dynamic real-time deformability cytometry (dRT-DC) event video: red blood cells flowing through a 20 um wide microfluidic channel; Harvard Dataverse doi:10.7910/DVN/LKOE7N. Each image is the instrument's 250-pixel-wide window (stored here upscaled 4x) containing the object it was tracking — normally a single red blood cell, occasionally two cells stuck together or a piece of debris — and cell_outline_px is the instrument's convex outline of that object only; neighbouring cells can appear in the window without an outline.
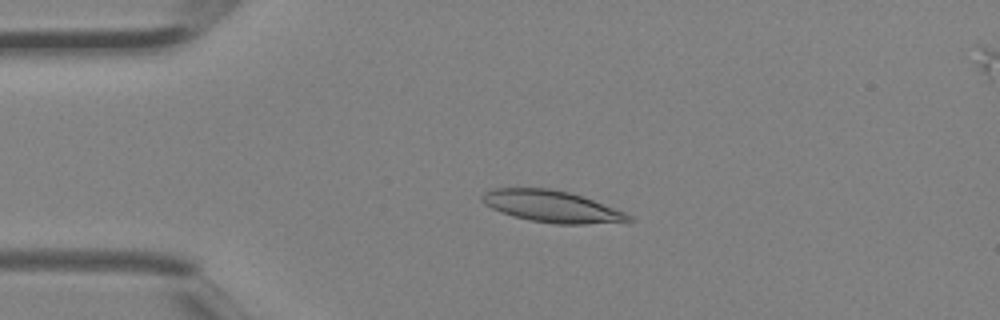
{"species": "Egyptian fruit bat (a non-hibernating species)", "species_latin": "Rousettus aegyptiacus", "temperature_condition": "room temperature", "stored_images_in_passage": 3, "segment_of_instrument_passage": [1, 2], "camera_frame_rate_fps": 3000, "um_per_image_px": 0.085, "animal": {"sex": "female"}, "frame": {"image": 1, "passage_image": 2, "time_ms": 0.333, "image_size_px": [1000, 320], "cell_outline_px": [[632, 220], [628, 224], [556, 224], [532, 220], [512, 216], [500, 212], [484, 204], [480, 200], [480, 196], [484, 192], [492, 188], [552, 188], [568, 192], [592, 200], [624, 212], [632, 216]], "centroid_in_image_um": [46.93, 17.56], "position_along_channel_um": 38.1, "area_um2": 27.34}}